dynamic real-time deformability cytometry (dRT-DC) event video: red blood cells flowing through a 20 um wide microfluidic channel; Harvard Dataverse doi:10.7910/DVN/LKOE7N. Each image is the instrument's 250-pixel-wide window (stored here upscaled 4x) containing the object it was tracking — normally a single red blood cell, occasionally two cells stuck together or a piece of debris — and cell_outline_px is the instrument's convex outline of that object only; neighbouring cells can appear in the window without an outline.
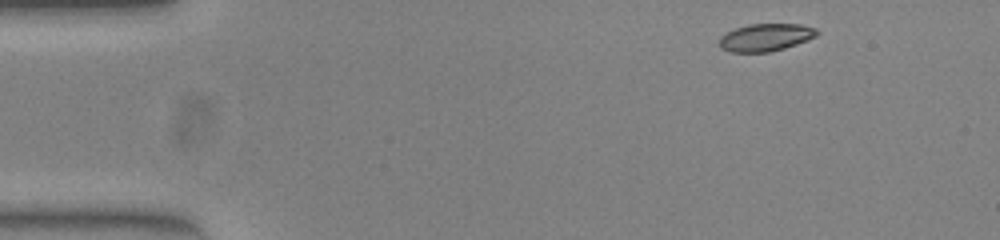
{"species": "common noctule bat (a hibernating species)", "species_latin": "Nyctalus noctula", "temperature_condition": "warm", "stored_images_in_passage": 48, "camera_frame_rate_fps": 3000, "um_per_image_px": 0.085, "animal": {"sex": "female", "body_mass_g": 23.0, "forearm_length_mm": 53.4}, "frame": {"image": 1, "passage_image": 1, "time_ms": 0.0, "image_size_px": [1000, 240], "cell_outline_px": [[820, 32], [816, 36], [808, 40], [784, 48], [768, 52], [732, 52], [720, 48], [720, 36], [736, 28], [748, 24], [800, 24], [816, 28]], "centroid_in_image_um": [65.1, 3.17], "position_along_channel_um": 19.9, "area_um2": 15.61}}
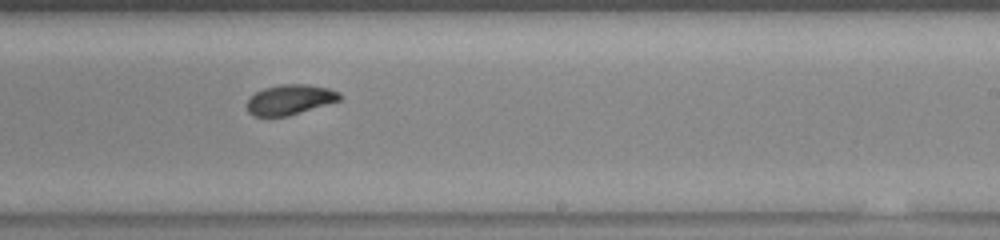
{"frame": {"image": 2, "passage_image": 27, "time_ms": 8.667, "image_size_px": [1000, 240], "cell_outline_px": [[344, 96], [340, 100], [288, 116], [252, 116], [248, 112], [248, 96], [264, 88], [284, 84], [308, 84], [328, 88], [340, 92]], "centroid_in_image_um": [24.66, 8.46], "position_along_channel_um": 264.3, "area_um2": 16.3}}
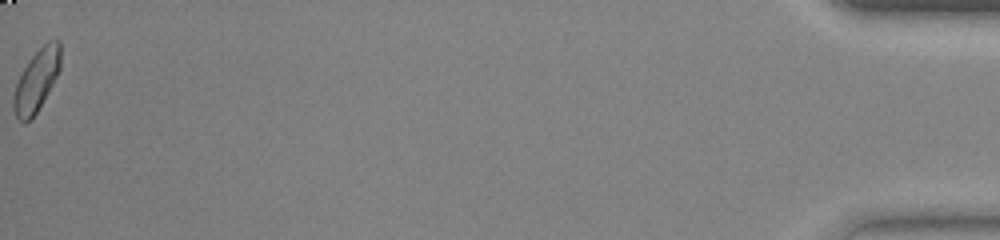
{"frame": {"image": 3, "passage_image": 48, "time_ms": 15.667, "image_size_px": [1000, 240], "cell_outline_px": [[60, 68], [52, 84], [36, 112], [24, 124], [16, 116], [12, 108], [12, 96], [16, 84], [28, 60], [48, 40], [60, 40]], "centroid_in_image_um": [3.08, 6.82], "position_along_channel_um": 432.1, "area_um2": 16.59}, "authors_computed_cell_mechanics": {"area_um2": 16.7042, "velocity_mm_per_s": 3.8742, "shape_relaxation_time_tau1_ms": 8.1711, "shape_relaxation_time_tau2_ms": 11.3914, "deformation_change_tau1": 0.1814, "deformation_change_tau2": 0.1625}}